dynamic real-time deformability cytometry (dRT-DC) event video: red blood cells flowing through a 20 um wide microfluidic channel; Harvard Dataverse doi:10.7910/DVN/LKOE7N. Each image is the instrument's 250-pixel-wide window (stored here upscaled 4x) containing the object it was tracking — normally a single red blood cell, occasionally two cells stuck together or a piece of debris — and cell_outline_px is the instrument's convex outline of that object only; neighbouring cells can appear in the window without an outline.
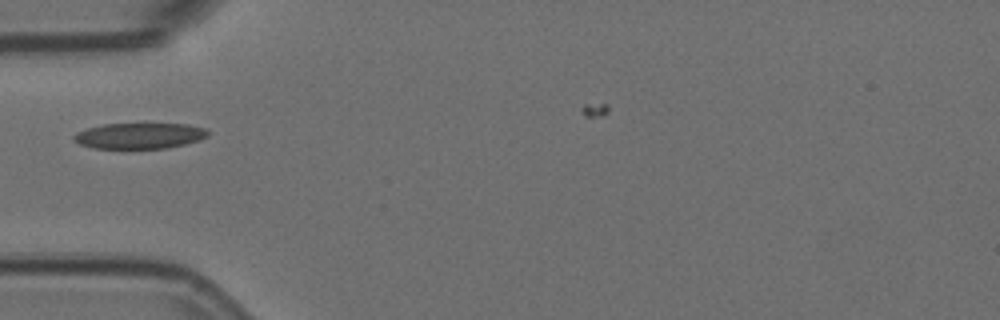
{"species": "Egyptian fruit bat (a non-hibernating species)", "species_latin": "Rousettus aegyptiacus", "temperature_condition": "room temperature", "stored_images_in_passage": 1, "camera_frame_rate_fps": 3000, "um_per_image_px": 0.085, "animal": {"sex": "female"}, "frame": {"image": 1, "passage_image": 1, "time_ms": 0.0, "image_size_px": [1000, 320], "cell_outline_px": [[208, 136], [200, 140], [168, 148], [92, 148], [80, 144], [72, 140], [72, 136], [76, 132], [88, 128], [104, 124], [188, 124], [208, 128]], "centroid_in_image_um": [11.87, 11.54], "position_along_channel_um": 73.1, "area_um2": 20.23}}